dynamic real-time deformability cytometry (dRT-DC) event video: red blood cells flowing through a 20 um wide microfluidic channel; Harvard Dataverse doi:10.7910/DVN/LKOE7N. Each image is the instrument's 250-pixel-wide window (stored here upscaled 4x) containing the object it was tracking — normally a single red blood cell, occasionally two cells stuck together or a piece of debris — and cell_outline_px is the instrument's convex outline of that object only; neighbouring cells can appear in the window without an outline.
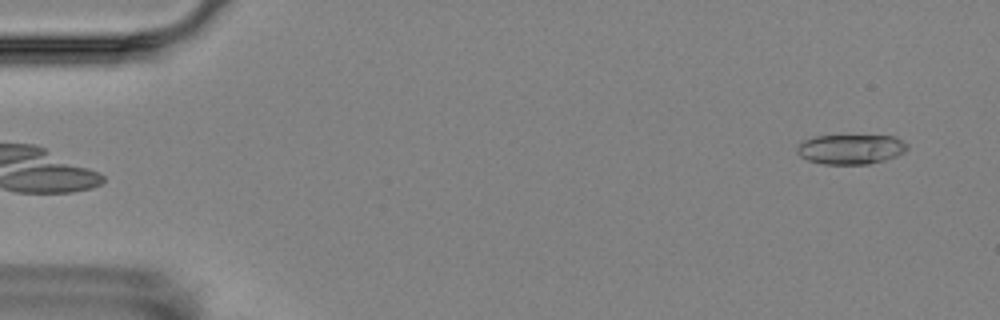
{"species": "Egyptian fruit bat (a non-hibernating species)", "species_latin": "Rousettus aegyptiacus", "temperature_condition": "room temperature", "stored_images_in_passage": 6, "camera_frame_rate_fps": 3000, "um_per_image_px": 0.085, "animal": {"sex": "female"}, "frame": {"image": 1, "passage_image": 6, "time_ms": 5.667, "image_size_px": [1000, 320], "cell_outline_px": [[908, 148], [904, 152], [896, 156], [884, 160], [868, 164], [824, 164], [808, 160], [800, 156], [796, 152], [796, 148], [804, 140], [816, 136], [892, 136], [908, 144]], "centroid_in_image_um": [72.3, 12.69], "position_along_channel_um": 12.7, "area_um2": 18.96}}